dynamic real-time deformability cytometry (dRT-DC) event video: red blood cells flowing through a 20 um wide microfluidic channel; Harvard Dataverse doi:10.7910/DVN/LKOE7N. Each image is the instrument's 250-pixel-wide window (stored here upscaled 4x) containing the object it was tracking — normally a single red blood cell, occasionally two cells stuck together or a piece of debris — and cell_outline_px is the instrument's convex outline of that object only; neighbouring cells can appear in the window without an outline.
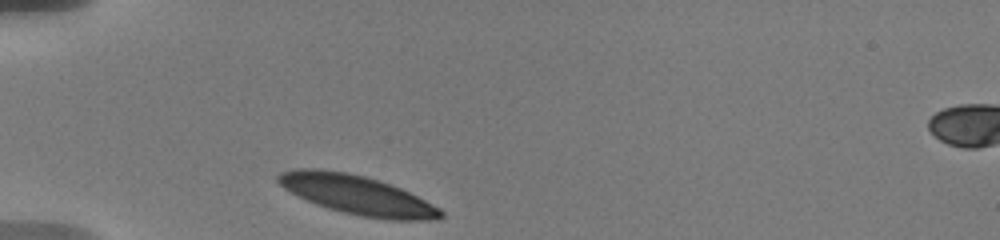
{"species": "human", "species_latin": "Homo sapiens", "temperature_condition": "warm", "stored_images_in_passage": 14, "camera_frame_rate_fps": 3000, "um_per_image_px": 0.085, "donor": {"sex": "male"}, "frame": {"image": 1, "passage_image": 1, "time_ms": 0.0, "image_size_px": [1000, 240], "cell_outline_px": [[444, 216], [436, 220], [392, 220], [360, 216], [328, 208], [316, 204], [284, 188], [276, 180], [276, 176], [280, 172], [296, 168], [320, 168], [348, 172], [380, 180], [400, 188], [440, 208], [444, 212]], "centroid_in_image_um": [30.36, 16.56], "position_along_channel_um": 54.6, "area_um2": 36.99}}
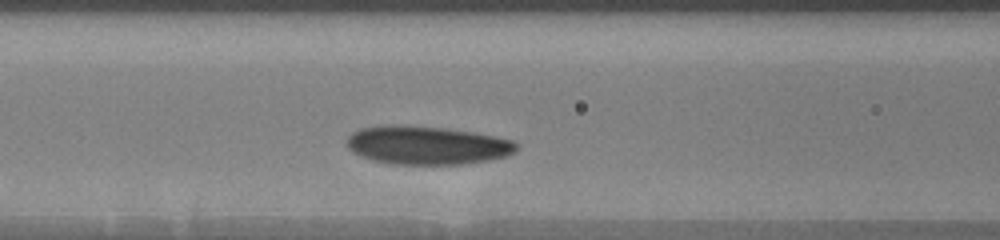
{"frame": {"image": 2, "passage_image": 9, "time_ms": 2.667, "image_size_px": [1000, 240], "cell_outline_px": [[516, 148], [512, 152], [504, 156], [488, 160], [464, 164], [388, 164], [352, 152], [348, 148], [348, 136], [352, 132], [360, 128], [384, 124], [400, 124], [444, 128], [472, 132], [496, 136], [512, 140], [516, 144]], "centroid_in_image_um": [36.25, 12.33], "position_along_channel_um": 130.4, "area_um2": 37.86}}
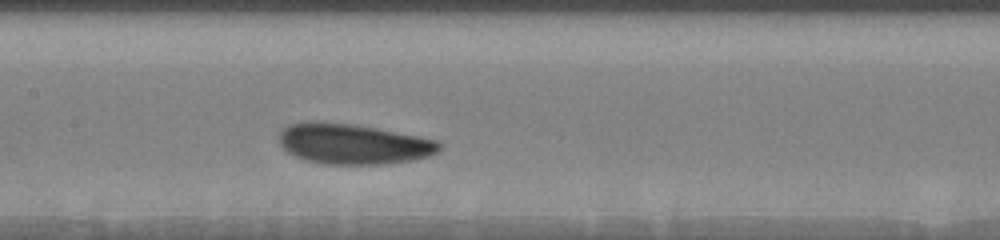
{"frame": {"image": 3, "passage_image": 14, "time_ms": 4.0, "image_size_px": [1000, 240], "cell_outline_px": [[444, 144], [440, 152], [428, 156], [412, 160], [388, 164], [324, 164], [304, 160], [292, 156], [280, 144], [280, 132], [284, 128], [292, 124], [352, 124], [376, 128], [440, 140]], "centroid_in_image_um": [30.14, 12.28], "position_along_channel_um": 177.3, "area_um2": 37.22}}